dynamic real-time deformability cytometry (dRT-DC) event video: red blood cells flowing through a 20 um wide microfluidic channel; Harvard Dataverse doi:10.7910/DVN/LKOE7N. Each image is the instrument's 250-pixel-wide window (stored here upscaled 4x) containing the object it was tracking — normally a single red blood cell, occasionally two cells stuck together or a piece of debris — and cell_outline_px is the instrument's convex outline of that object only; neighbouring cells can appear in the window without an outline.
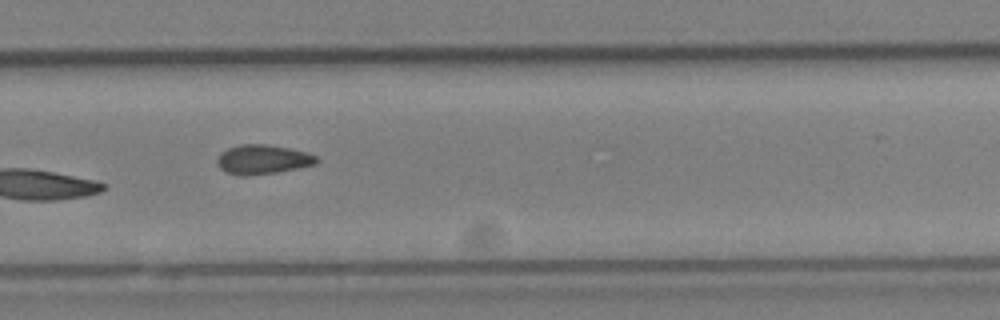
{"species": "Egyptian fruit bat (a non-hibernating species)", "species_latin": "Rousettus aegyptiacus", "temperature_condition": "cold", "stored_images_in_passage": 29, "camera_frame_rate_fps": 3000, "um_per_image_px": 0.085, "animal": {"sex": "female"}, "frame": {"image": 1, "passage_image": 21, "time_ms": 6.667, "image_size_px": [1000, 320], "cell_outline_px": [[320, 160], [316, 164], [276, 172], [244, 176], [240, 176], [224, 172], [216, 164], [216, 160], [220, 152], [228, 148], [240, 144], [268, 144], [288, 148], [304, 152], [316, 156]], "centroid_in_image_um": [22.27, 13.55], "position_along_channel_um": 307.5, "area_um2": 17.05}}